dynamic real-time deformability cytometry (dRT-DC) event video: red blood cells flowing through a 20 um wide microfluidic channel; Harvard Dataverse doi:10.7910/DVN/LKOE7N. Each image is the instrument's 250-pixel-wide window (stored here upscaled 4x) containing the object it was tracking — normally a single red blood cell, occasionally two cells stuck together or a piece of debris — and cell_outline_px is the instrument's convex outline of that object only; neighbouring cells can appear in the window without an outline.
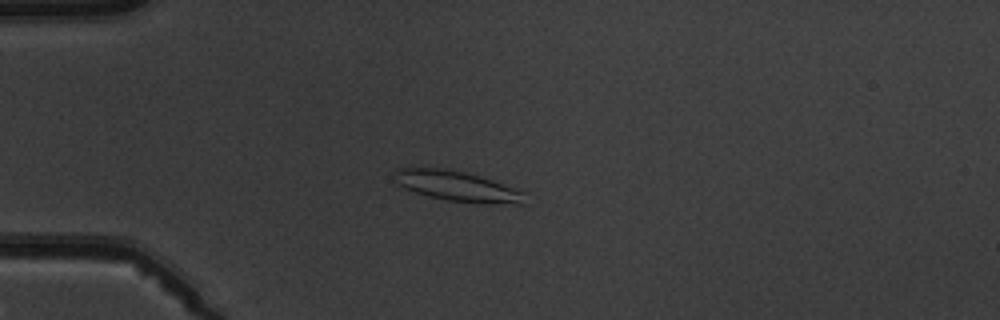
{"species": "common noctule bat (a hibernating species)", "species_latin": "Nyctalus noctula", "temperature_condition": "warm", "stored_images_in_passage": 7, "camera_frame_rate_fps": 3000, "um_per_image_px": 0.085, "animal": {"sex": "male", "body_mass_g": 19.5, "forearm_length_mm": 54.6}, "frame": {"image": 1, "passage_image": 4, "time_ms": 3.333, "image_size_px": [1000, 320], "cell_outline_px": [[528, 192], [524, 204], [476, 204], [448, 200], [428, 196], [404, 188], [396, 184], [392, 180], [396, 168], [448, 168], [468, 172]], "centroid_in_image_um": [38.9, 15.83], "position_along_channel_um": 46.1, "area_um2": 23.64}}
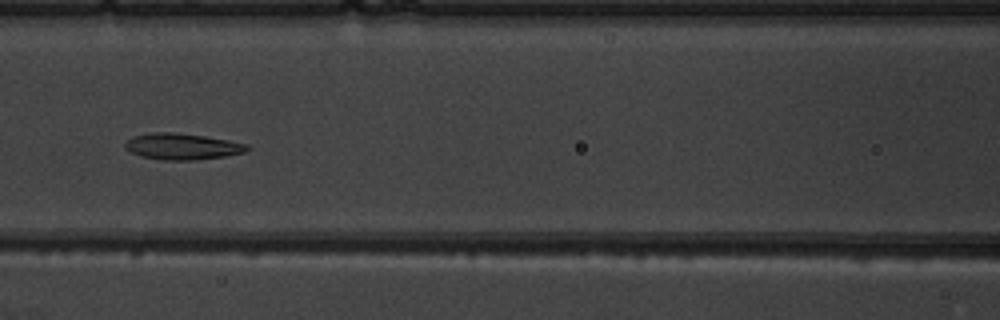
{"frame": {"image": 2, "passage_image": 7, "time_ms": 6.667, "image_size_px": [1000, 320], "cell_outline_px": [[252, 148], [244, 152], [224, 156], [196, 160], [164, 160], [140, 156], [124, 148], [124, 144], [132, 136], [152, 132], [176, 132], [204, 136], [228, 140], [248, 144]], "centroid_in_image_um": [15.49, 12.44], "position_along_channel_um": 151.1, "area_um2": 18.73}}